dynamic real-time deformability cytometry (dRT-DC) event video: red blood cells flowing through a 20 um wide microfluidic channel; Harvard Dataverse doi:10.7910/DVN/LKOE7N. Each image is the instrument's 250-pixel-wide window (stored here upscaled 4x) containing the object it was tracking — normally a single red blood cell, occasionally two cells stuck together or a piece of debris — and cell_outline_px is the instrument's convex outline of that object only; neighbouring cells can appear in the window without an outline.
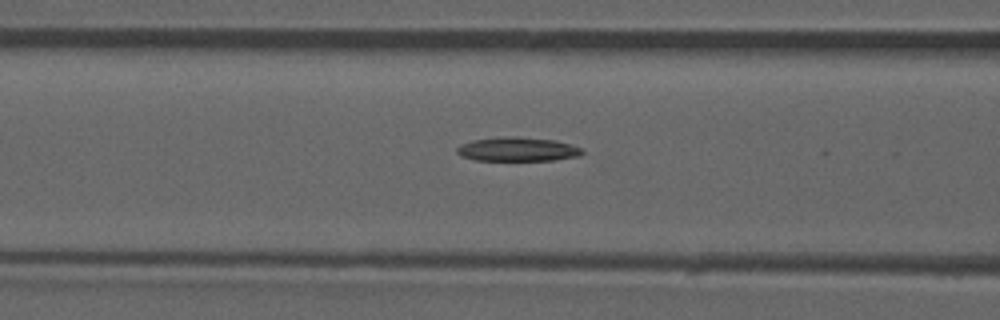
{"species": "common noctule bat (a hibernating species)", "species_latin": "Nyctalus noctula", "temperature_condition": "room temperature", "stored_images_in_passage": 42, "camera_frame_rate_fps": 3000, "um_per_image_px": 0.085, "animal": {"sex": "male", "forearm_length_mm": 52.5}, "frame": {"image": 1, "passage_image": 18, "time_ms": 5.667, "image_size_px": [1000, 320], "cell_outline_px": [[584, 152], [580, 156], [552, 160], [476, 160], [460, 156], [456, 152], [456, 148], [460, 144], [472, 140], [508, 136], [516, 136], [552, 140], [584, 148]], "centroid_in_image_um": [43.97, 12.69], "position_along_channel_um": 122.6, "area_um2": 17.51}}